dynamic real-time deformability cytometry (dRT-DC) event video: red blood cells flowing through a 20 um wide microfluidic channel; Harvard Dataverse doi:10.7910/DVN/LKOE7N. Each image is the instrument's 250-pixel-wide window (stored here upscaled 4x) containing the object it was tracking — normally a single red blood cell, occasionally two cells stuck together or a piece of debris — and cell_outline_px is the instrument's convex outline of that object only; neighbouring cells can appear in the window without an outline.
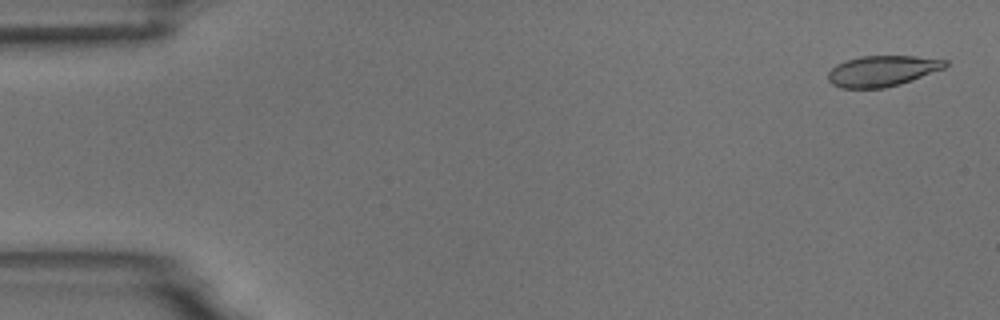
{"species": "common noctule bat (a hibernating species)", "species_latin": "Nyctalus noctula", "temperature_condition": "room temperature", "stored_images_in_passage": 4, "camera_frame_rate_fps": 3000, "um_per_image_px": 0.085, "animal": {"sex": "male", "body_mass_g": 18.8}, "frame": {"image": 1, "passage_image": 1, "time_ms": 0.0, "image_size_px": [1000, 320], "cell_outline_px": [[948, 64], [944, 68], [912, 80], [900, 84], [884, 88], [840, 88], [832, 84], [828, 80], [828, 72], [836, 64], [860, 56], [916, 56], [948, 60]], "centroid_in_image_um": [74.99, 6.03], "position_along_channel_um": 10.0, "area_um2": 20.98}}
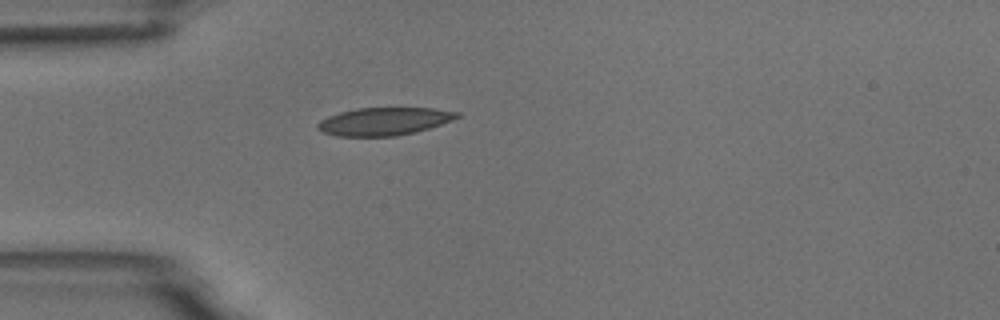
{"frame": {"image": 2, "passage_image": 4, "time_ms": 4.333, "image_size_px": [1000, 320], "cell_outline_px": [[460, 116], [452, 120], [416, 132], [396, 136], [336, 136], [324, 132], [316, 128], [316, 124], [320, 120], [328, 116], [340, 112], [356, 108], [432, 108], [460, 112]], "centroid_in_image_um": [32.63, 10.31], "position_along_channel_um": 52.4, "area_um2": 22.54}}